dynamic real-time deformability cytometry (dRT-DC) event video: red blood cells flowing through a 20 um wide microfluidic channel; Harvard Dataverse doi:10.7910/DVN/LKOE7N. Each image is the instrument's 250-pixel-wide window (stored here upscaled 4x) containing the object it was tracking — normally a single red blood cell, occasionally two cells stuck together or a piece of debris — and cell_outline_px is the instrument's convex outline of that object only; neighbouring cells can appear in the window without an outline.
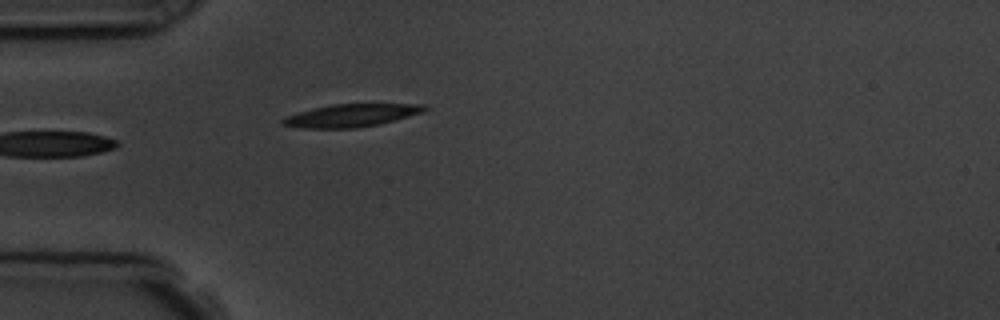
{"species": "common noctule bat (a hibernating species)", "species_latin": "Nyctalus noctula", "temperature_condition": "room temperature", "stored_images_in_passage": 6, "camera_frame_rate_fps": 3000, "um_per_image_px": 0.085, "animal": {"sex": "male", "body_mass_g": 19.5, "forearm_length_mm": 54.6}, "frame": {"image": 1, "passage_image": 6, "time_ms": 5.667, "image_size_px": [1000, 320], "cell_outline_px": [[428, 108], [424, 112], [380, 124], [356, 128], [300, 128], [284, 124], [280, 120], [284, 116], [332, 104], [424, 104]], "centroid_in_image_um": [29.88, 9.81], "position_along_channel_um": 55.1, "area_um2": 18.67}}